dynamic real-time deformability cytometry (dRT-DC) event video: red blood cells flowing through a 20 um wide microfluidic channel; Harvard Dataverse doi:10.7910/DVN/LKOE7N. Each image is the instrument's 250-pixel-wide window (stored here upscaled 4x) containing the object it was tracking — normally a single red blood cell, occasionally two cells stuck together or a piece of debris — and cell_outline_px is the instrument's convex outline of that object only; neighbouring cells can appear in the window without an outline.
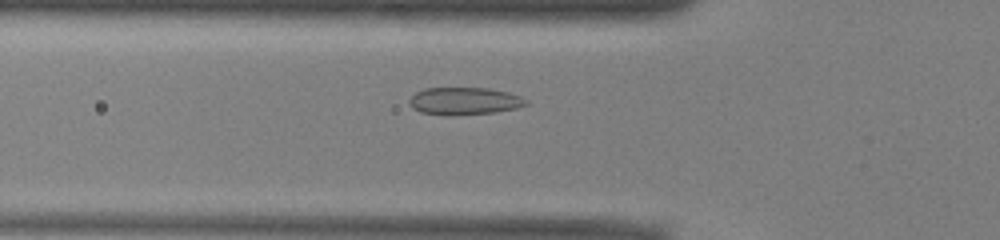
{"species": "common noctule bat (a hibernating species)", "species_latin": "Nyctalus noctula", "temperature_condition": "warm", "stored_images_in_passage": 31, "camera_frame_rate_fps": 3000, "um_per_image_px": 0.085, "animal": {"sex": "male", "body_mass_g": 13.0, "forearm_length_mm": 53.1}, "frame": {"image": 1, "passage_image": 6, "time_ms": 1.667, "image_size_px": [1000, 240], "cell_outline_px": [[528, 104], [516, 108], [496, 112], [448, 116], [444, 116], [420, 112], [412, 108], [408, 104], [408, 100], [416, 92], [424, 88], [488, 88], [508, 92], [520, 96], [528, 100]], "centroid_in_image_um": [39.44, 8.6], "position_along_channel_um": 86.4, "area_um2": 18.9}}
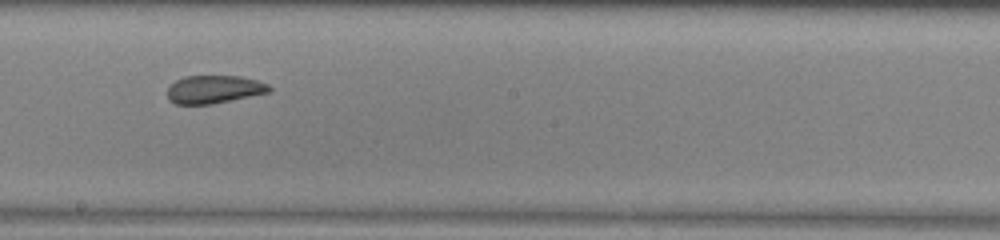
{"frame": {"image": 2, "passage_image": 17, "time_ms": 5.333, "image_size_px": [1000, 240], "cell_outline_px": [[272, 88], [268, 92], [212, 104], [176, 104], [168, 100], [168, 84], [184, 76], [240, 76], [256, 80], [268, 84]], "centroid_in_image_um": [18.15, 7.59], "position_along_channel_um": 230.1, "area_um2": 16.59}}
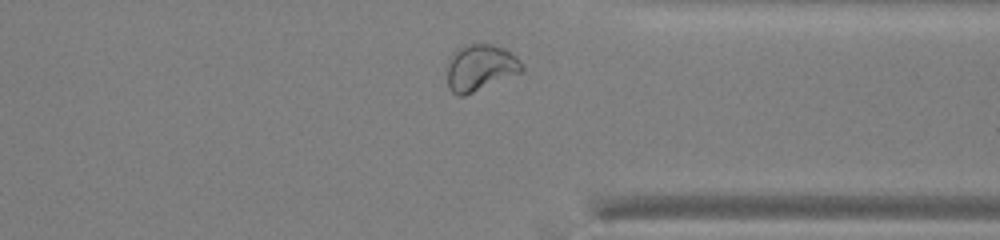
{"frame": {"image": 3, "passage_image": 28, "time_ms": 9.0, "image_size_px": [1000, 240], "cell_outline_px": [[524, 72], [464, 96], [456, 96], [448, 88], [448, 64], [452, 52], [456, 48], [464, 44], [492, 44], [504, 48], [516, 56], [520, 60], [524, 68]], "centroid_in_image_um": [40.83, 5.75], "position_along_channel_um": 370.6, "area_um2": 20.58}, "authors_computed_cell_mechanics": {"area_um2": 18.1492, "velocity_mm_per_s": 3.9199, "shape_relaxation_time_tau1_ms": null, "shape_relaxation_time_tau2_ms": 1.0738, "deformation_change_tau1": null, "deformation_change_tau2": 0.0488}}